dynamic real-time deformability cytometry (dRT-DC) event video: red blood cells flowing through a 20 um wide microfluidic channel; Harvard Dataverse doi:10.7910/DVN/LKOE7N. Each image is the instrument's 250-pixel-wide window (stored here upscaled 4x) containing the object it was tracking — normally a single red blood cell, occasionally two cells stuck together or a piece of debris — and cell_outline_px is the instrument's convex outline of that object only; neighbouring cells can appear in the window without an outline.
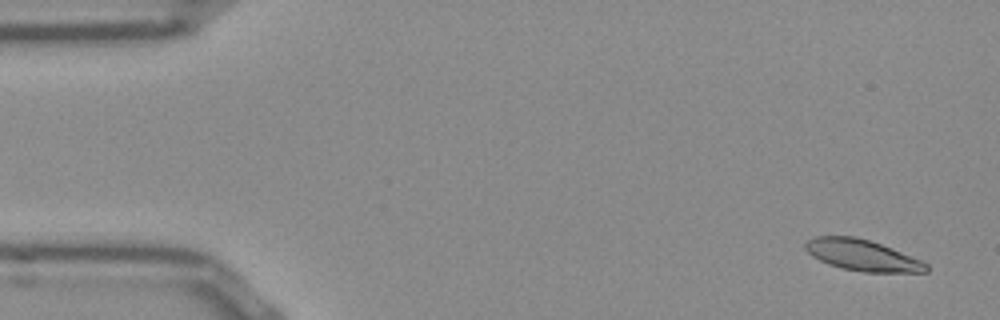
{"species": "Egyptian fruit bat (a non-hibernating species)", "species_latin": "Rousettus aegyptiacus", "temperature_condition": "room temperature", "stored_images_in_passage": 14, "camera_frame_rate_fps": 3000, "um_per_image_px": 0.085, "frame": {"image": 1, "passage_image": 2, "time_ms": 0.333, "image_size_px": [1000, 320], "cell_outline_px": [[928, 272], [864, 272], [840, 268], [828, 264], [812, 256], [804, 248], [804, 244], [812, 236], [856, 236], [892, 248], [920, 260], [928, 264]], "centroid_in_image_um": [73.26, 21.69], "position_along_channel_um": 11.7, "area_um2": 21.91}}
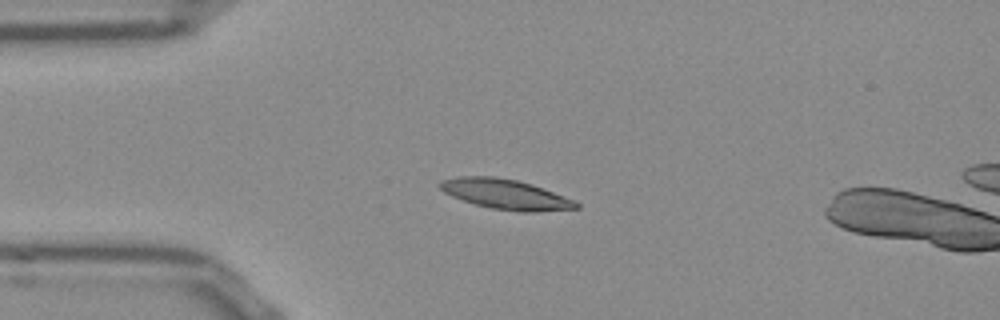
{"frame": {"image": 2, "passage_image": 12, "time_ms": 3.667, "image_size_px": [1000, 320], "cell_outline_px": [[580, 208], [536, 212], [520, 212], [492, 208], [476, 204], [452, 196], [444, 192], [436, 184], [440, 180], [460, 176], [496, 176], [516, 180], [532, 184], [576, 200], [580, 204]], "centroid_in_image_um": [42.99, 16.5], "position_along_channel_um": 42.0, "area_um2": 23.93}}